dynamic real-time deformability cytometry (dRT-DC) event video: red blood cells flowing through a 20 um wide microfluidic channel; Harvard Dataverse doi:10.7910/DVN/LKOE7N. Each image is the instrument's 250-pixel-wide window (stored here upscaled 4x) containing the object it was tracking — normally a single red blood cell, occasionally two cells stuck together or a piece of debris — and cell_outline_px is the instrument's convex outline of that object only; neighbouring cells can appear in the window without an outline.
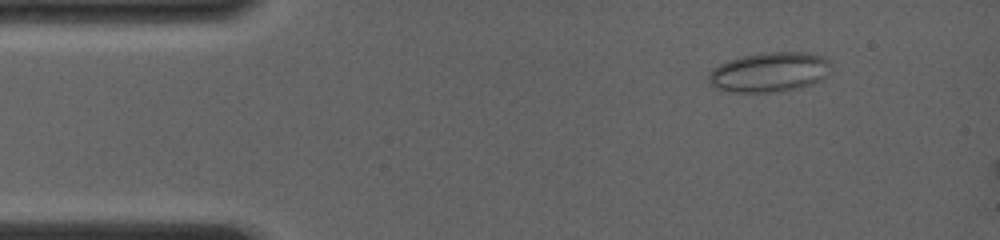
{"species": "common noctule bat (a hibernating species)", "species_latin": "Nyctalus noctula", "temperature_condition": "room temperature", "stored_images_in_passage": 6, "camera_frame_rate_fps": 4000, "um_per_image_px": 0.085, "animal": {"sex": "female", "body_mass_g": 19.0, "forearm_length_mm": 56.7}, "frame": {"image": 1, "passage_image": 3, "time_ms": 1.75, "image_size_px": [1000, 240], "cell_outline_px": [[832, 68], [820, 80], [800, 88], [780, 92], [728, 92], [716, 88], [708, 84], [708, 72], [712, 68], [728, 60], [744, 56], [764, 52], [804, 52], [824, 56], [832, 64]], "centroid_in_image_um": [65.38, 6.14], "position_along_channel_um": 19.6, "area_um2": 28.67}}